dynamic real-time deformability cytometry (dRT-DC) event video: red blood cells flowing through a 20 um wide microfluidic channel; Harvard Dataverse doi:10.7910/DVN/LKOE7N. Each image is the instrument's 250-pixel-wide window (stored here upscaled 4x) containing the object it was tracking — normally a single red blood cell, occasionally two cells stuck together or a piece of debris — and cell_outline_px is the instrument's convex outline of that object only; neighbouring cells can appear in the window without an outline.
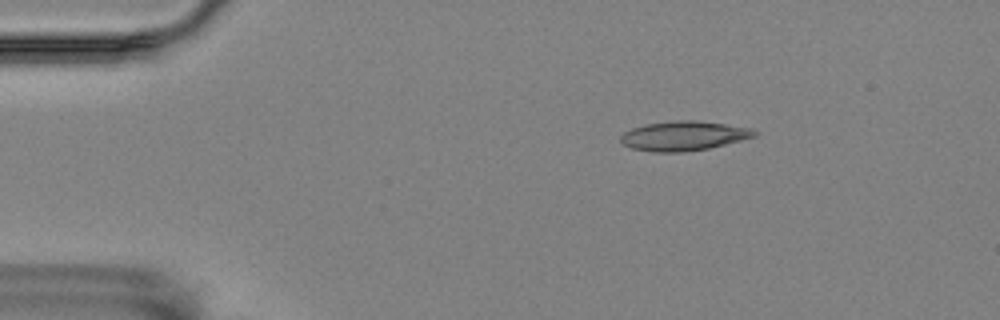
{"species": "Egyptian fruit bat (a non-hibernating species)", "species_latin": "Rousettus aegyptiacus", "temperature_condition": "room temperature", "stored_images_in_passage": 3, "camera_frame_rate_fps": 3000, "um_per_image_px": 0.085, "animal": {"sex": "female"}, "frame": {"image": 1, "passage_image": 1, "time_ms": 0.0, "image_size_px": [1000, 320], "cell_outline_px": [[760, 132], [756, 136], [708, 148], [684, 152], [652, 152], [632, 148], [624, 144], [620, 140], [620, 136], [624, 132], [632, 128], [644, 124], [676, 120], [692, 120], [724, 124], [752, 128]], "centroid_in_image_um": [58.1, 11.54], "position_along_channel_um": 26.9, "area_um2": 22.89}}